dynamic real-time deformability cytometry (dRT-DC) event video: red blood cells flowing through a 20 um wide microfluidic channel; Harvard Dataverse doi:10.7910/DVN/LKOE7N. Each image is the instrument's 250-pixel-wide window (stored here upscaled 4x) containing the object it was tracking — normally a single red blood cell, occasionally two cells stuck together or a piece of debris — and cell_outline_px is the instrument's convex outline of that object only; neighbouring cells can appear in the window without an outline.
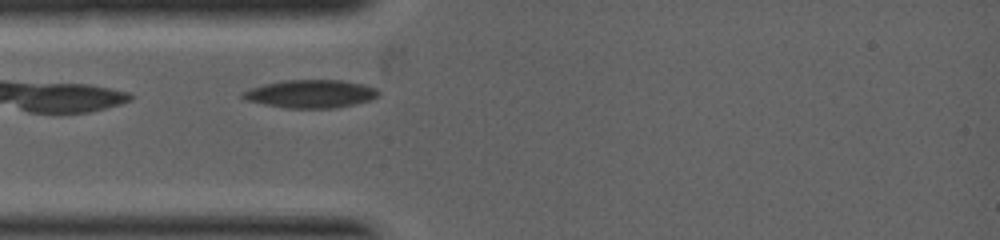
{"species": "common noctule bat (a hibernating species)", "species_latin": "Nyctalus noctula", "temperature_condition": "warm", "stored_images_in_passage": 1, "camera_frame_rate_fps": 5000, "um_per_image_px": 0.085, "animal": {"sex": "female", "body_mass_g": 19.0, "forearm_length_mm": 53.3}, "frame": {"image": 1, "passage_image": 1, "time_ms": 0.0, "image_size_px": [1000, 240], "cell_outline_px": [[380, 96], [368, 100], [336, 108], [284, 108], [264, 104], [248, 100], [240, 96], [240, 92], [264, 84], [284, 80], [340, 80], [364, 84], [376, 88], [380, 92]], "centroid_in_image_um": [26.41, 7.97], "position_along_channel_um": 58.6, "area_um2": 22.14}}